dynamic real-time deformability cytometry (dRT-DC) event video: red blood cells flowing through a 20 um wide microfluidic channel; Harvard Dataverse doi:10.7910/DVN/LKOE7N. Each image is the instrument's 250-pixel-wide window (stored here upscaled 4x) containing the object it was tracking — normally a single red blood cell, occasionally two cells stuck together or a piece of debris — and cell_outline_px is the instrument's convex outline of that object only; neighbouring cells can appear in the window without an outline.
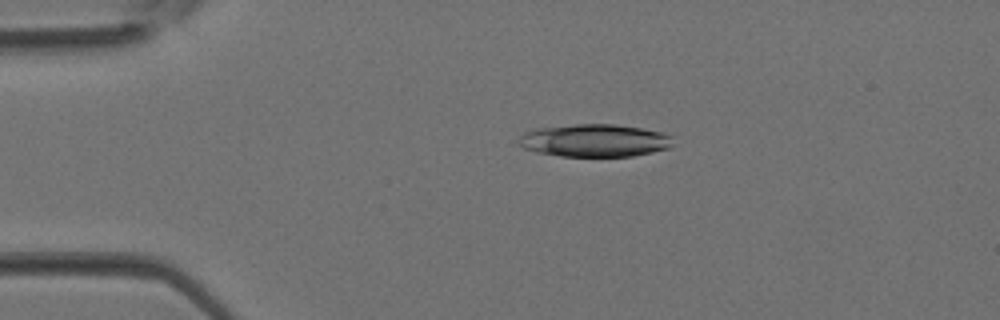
{"species": "Egyptian fruit bat (a non-hibernating species)", "species_latin": "Rousettus aegyptiacus", "temperature_condition": "room temperature", "stored_images_in_passage": 36, "camera_frame_rate_fps": 3000, "um_per_image_px": 0.085, "animal": {"sex": "female"}, "frame": {"image": 1, "passage_image": 7, "time_ms": 2.0, "image_size_px": [1000, 320], "cell_outline_px": [[672, 144], [668, 148], [652, 152], [632, 156], [560, 156], [536, 152], [524, 148], [520, 144], [520, 136], [524, 132], [532, 128], [576, 124], [616, 124], [640, 128], [660, 132], [672, 136]], "centroid_in_image_um": [50.51, 11.93], "position_along_channel_um": 34.5, "area_um2": 29.36}}
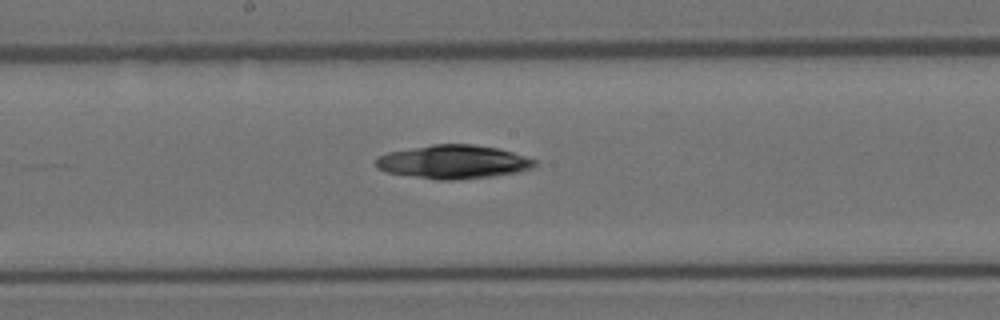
{"frame": {"image": 2, "passage_image": 19, "time_ms": 6.0, "image_size_px": [1000, 320], "cell_outline_px": [[536, 164], [532, 168], [516, 172], [492, 176], [456, 180], [440, 180], [384, 172], [376, 168], [376, 160], [380, 156], [388, 152], [432, 144], [472, 144], [500, 148], [536, 160]], "centroid_in_image_um": [38.52, 13.76], "position_along_channel_um": 209.7, "area_um2": 31.04}}
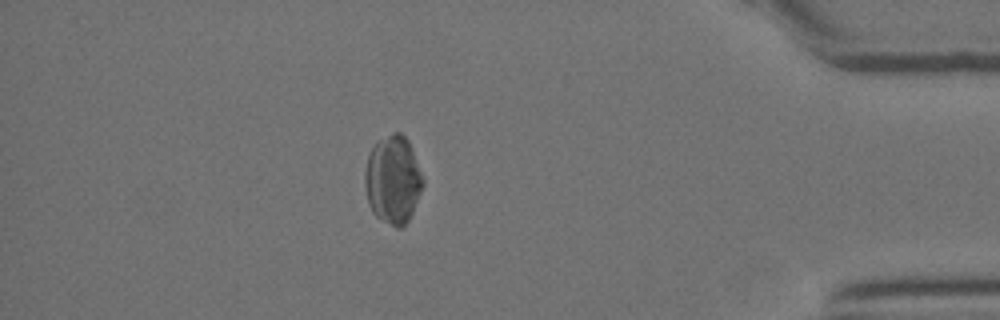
{"frame": {"image": 3, "passage_image": 32, "time_ms": 10.333, "image_size_px": [1000, 320], "cell_outline_px": [[424, 184], [412, 212], [408, 220], [400, 228], [396, 228], [380, 220], [372, 212], [368, 204], [364, 184], [364, 172], [368, 152], [380, 140], [392, 132], [400, 132], [408, 140], [424, 176]], "centroid_in_image_um": [33.39, 15.28], "position_along_channel_um": 401.8, "area_um2": 30.06}}